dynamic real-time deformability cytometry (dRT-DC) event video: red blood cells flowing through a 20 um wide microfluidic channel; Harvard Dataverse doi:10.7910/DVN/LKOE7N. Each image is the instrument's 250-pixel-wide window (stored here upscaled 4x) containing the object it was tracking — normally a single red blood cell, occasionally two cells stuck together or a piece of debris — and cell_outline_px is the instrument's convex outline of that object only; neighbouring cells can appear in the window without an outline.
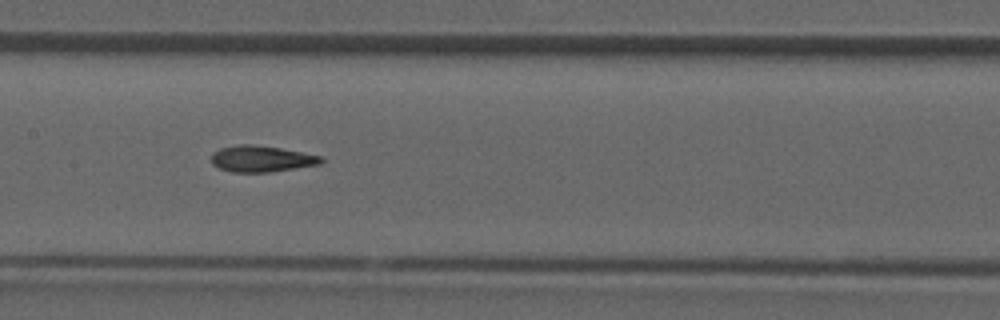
{"species": "common noctule bat (a hibernating species)", "species_latin": "Nyctalus noctula", "temperature_condition": "room temperature", "stored_images_in_passage": 30, "camera_frame_rate_fps": 3000, "um_per_image_px": 0.085, "animal": {"sex": "male", "forearm_length_mm": 52.5}, "frame": {"image": 1, "passage_image": 9, "time_ms": 2.667, "image_size_px": [1000, 320], "cell_outline_px": [[324, 160], [320, 164], [268, 172], [232, 172], [220, 168], [212, 164], [212, 152], [220, 148], [240, 144], [252, 144], [280, 148], [324, 156]], "centroid_in_image_um": [22.23, 13.49], "position_along_channel_um": 185.2, "area_um2": 16.76}}